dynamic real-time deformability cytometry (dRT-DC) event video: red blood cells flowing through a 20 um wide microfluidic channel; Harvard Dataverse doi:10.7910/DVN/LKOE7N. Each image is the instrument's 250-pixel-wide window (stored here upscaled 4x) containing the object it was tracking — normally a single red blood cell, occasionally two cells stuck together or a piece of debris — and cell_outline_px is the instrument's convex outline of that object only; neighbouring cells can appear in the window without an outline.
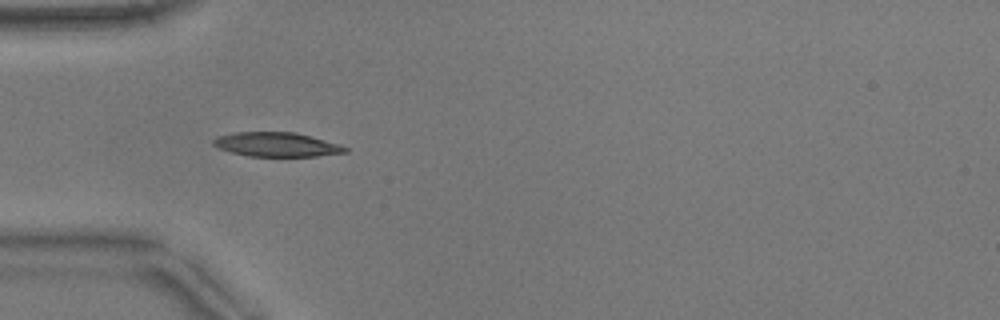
{"species": "common noctule bat (a hibernating species)", "species_latin": "Nyctalus noctula", "temperature_condition": "warm", "stored_images_in_passage": 14, "camera_frame_rate_fps": 3000, "um_per_image_px": 0.085, "animal": {"sex": "male", "body_mass_g": 17.9}, "frame": {"image": 1, "passage_image": 5, "time_ms": 1.333, "image_size_px": [1000, 320], "cell_outline_px": [[348, 152], [316, 156], [248, 156], [232, 152], [220, 148], [212, 144], [212, 140], [216, 136], [236, 132], [296, 132], [340, 144], [348, 148]], "centroid_in_image_um": [23.52, 12.28], "position_along_channel_um": 61.5, "area_um2": 18.61}}
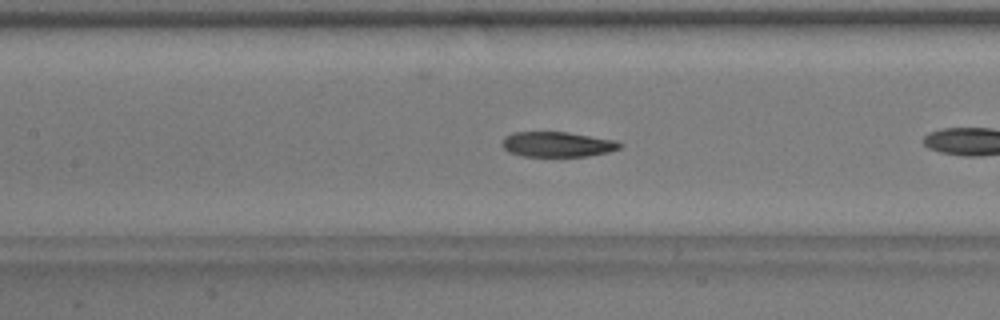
{"frame": {"image": 2, "passage_image": 10, "time_ms": 3.0, "image_size_px": [1000, 320], "cell_outline_px": [[624, 144], [620, 148], [608, 152], [588, 156], [524, 156], [508, 152], [500, 144], [504, 136], [512, 132], [568, 132], [616, 140]], "centroid_in_image_um": [47.36, 12.26], "position_along_channel_um": 160.0, "area_um2": 17.4}}